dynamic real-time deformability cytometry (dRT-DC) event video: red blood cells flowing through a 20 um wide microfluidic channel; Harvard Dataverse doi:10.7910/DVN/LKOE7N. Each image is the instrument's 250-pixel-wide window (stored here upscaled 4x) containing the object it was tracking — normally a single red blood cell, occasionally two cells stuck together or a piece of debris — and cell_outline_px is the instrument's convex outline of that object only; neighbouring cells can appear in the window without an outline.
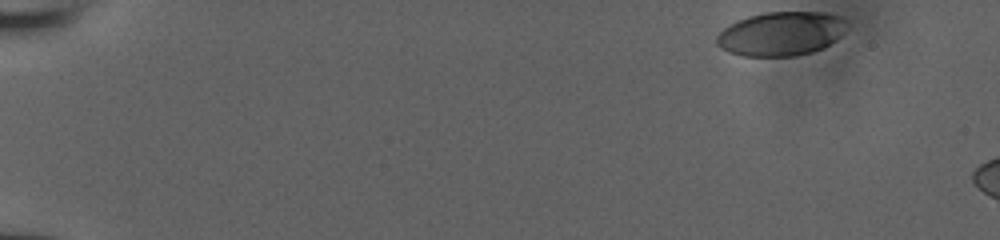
{"species": "human", "species_latin": "Homo sapiens", "temperature_condition": "room temperature", "stored_images_in_passage": 8, "camera_frame_rate_fps": 3000, "um_per_image_px": 0.085, "donor": {"sex": "male"}, "frame": {"image": 1, "passage_image": 1, "time_ms": 0.0, "image_size_px": [1000, 240], "cell_outline_px": [[844, 20], [840, 36], [836, 40], [824, 48], [812, 52], [792, 56], [740, 56], [728, 52], [720, 48], [716, 44], [716, 36], [724, 28], [748, 16], [764, 12], [824, 12], [840, 16]], "centroid_in_image_um": [66.35, 2.88], "position_along_channel_um": 18.7, "area_um2": 33.18}}